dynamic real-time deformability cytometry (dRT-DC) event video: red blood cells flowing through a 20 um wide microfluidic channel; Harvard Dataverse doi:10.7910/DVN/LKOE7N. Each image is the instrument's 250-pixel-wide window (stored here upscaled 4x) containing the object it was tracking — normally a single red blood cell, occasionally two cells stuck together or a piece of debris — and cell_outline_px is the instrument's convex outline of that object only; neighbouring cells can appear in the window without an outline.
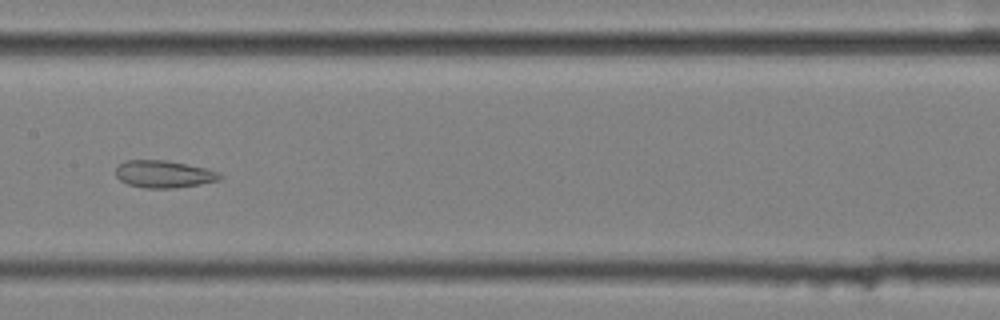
{"species": "common noctule bat (a hibernating species)", "species_latin": "Nyctalus noctula", "temperature_condition": "cold", "stored_images_in_passage": 58, "segment_of_instrument_passage": [2, 2], "camera_frame_rate_fps": 3000, "um_per_image_px": 0.085, "animal": {"sex": "female", "body_mass_g": 25.1}, "frame": {"image": 1, "passage_image": 30, "time_ms": 9.667, "image_size_px": [1000, 320], "cell_outline_px": [[224, 176], [220, 180], [200, 184], [172, 188], [144, 188], [128, 184], [120, 180], [116, 176], [116, 168], [124, 160], [164, 160], [204, 168], [220, 172]], "centroid_in_image_um": [13.93, 14.8], "position_along_channel_um": 193.5, "area_um2": 16.47}}
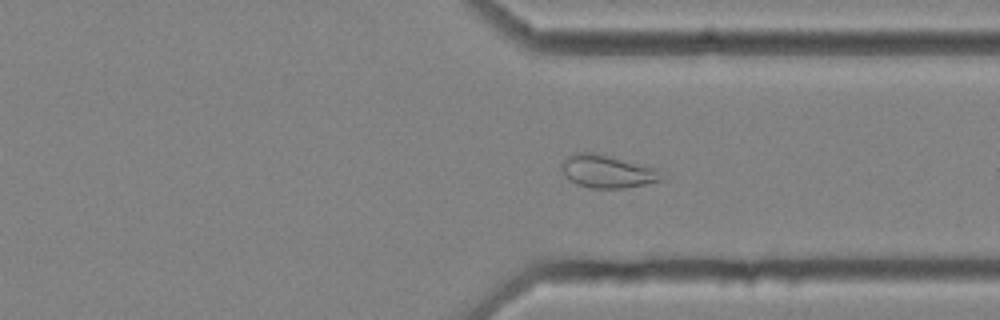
{"frame": {"image": 2, "passage_image": 44, "time_ms": 14.333, "image_size_px": [1000, 320], "cell_outline_px": [[668, 176], [664, 180], [624, 188], [592, 188], [576, 184], [560, 168], [560, 164], [568, 156], [576, 152], [600, 152], [652, 168]], "centroid_in_image_um": [51.64, 14.56], "position_along_channel_um": 359.8, "area_um2": 19.13}}
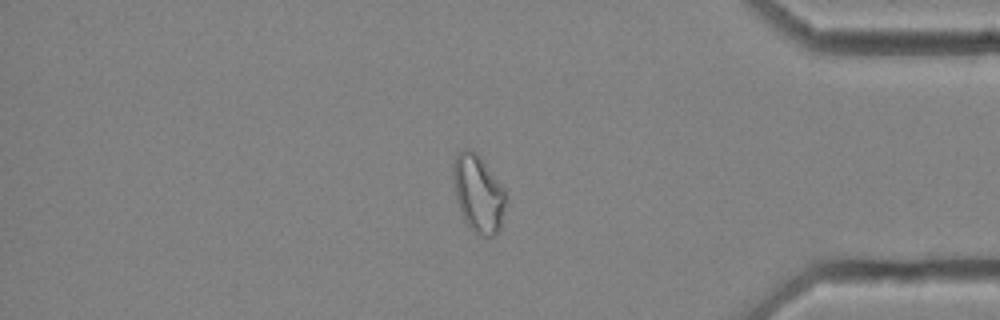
{"frame": {"image": 3, "passage_image": 49, "time_ms": 16.0, "image_size_px": [1000, 320], "cell_outline_px": [[504, 208], [500, 228], [496, 236], [480, 236], [468, 228], [464, 220], [456, 200], [452, 176], [452, 164], [456, 152], [464, 148], [472, 148], [480, 156], [504, 188]], "centroid_in_image_um": [40.6, 16.42], "position_along_channel_um": 394.6, "area_um2": 24.04}}